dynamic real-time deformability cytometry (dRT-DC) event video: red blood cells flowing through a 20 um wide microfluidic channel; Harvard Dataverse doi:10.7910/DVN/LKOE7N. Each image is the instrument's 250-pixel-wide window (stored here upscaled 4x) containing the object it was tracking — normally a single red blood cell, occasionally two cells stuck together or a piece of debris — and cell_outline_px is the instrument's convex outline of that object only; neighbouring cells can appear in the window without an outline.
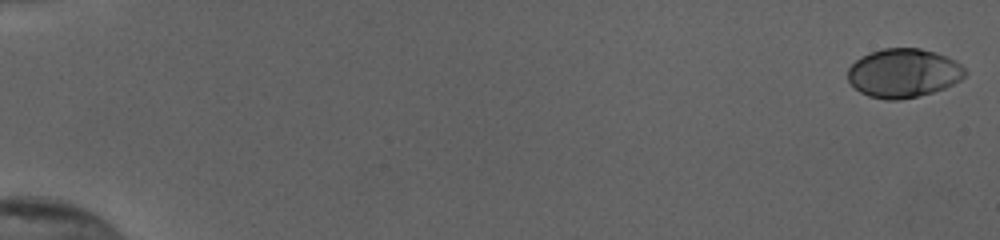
{"species": "human", "species_latin": "Homo sapiens", "temperature_condition": "cold", "stored_images_in_passage": 55, "camera_frame_rate_fps": 3000, "um_per_image_px": 0.085, "donor": {"sex": "female"}, "frame": {"image": 1, "passage_image": 1, "time_ms": 0.0, "image_size_px": [1000, 240], "cell_outline_px": [[968, 72], [960, 80], [944, 88], [932, 92], [900, 100], [888, 100], [868, 96], [860, 92], [848, 80], [848, 68], [856, 60], [868, 52], [884, 48], [920, 48], [936, 52], [960, 64]], "centroid_in_image_um": [76.77, 6.21], "position_along_channel_um": 8.2, "area_um2": 33.23}}
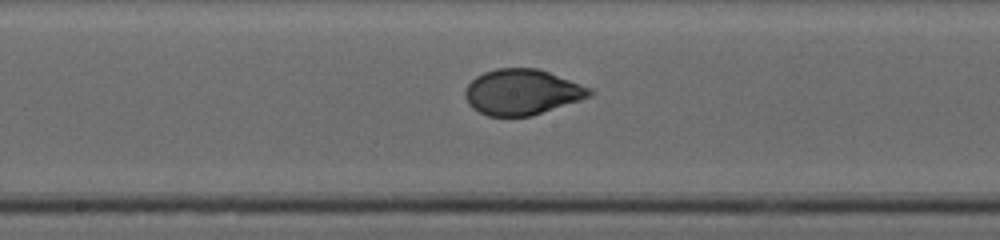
{"frame": {"image": 2, "passage_image": 31, "time_ms": 10.0, "image_size_px": [1000, 240], "cell_outline_px": [[592, 96], [532, 116], [488, 116], [472, 108], [468, 104], [464, 96], [464, 92], [468, 84], [476, 76], [484, 72], [496, 68], [536, 68], [548, 72], [592, 88]], "centroid_in_image_um": [44.35, 7.83], "position_along_channel_um": 203.8, "area_um2": 33.06}}
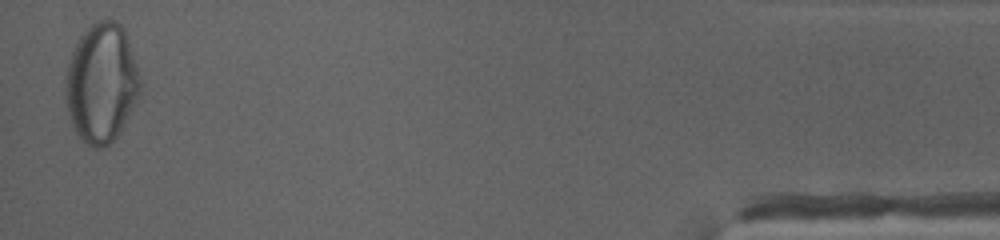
{"frame": {"image": 3, "passage_image": 54, "time_ms": 17.667, "image_size_px": [1000, 240], "cell_outline_px": [[140, 92], [132, 108], [116, 136], [104, 148], [92, 148], [84, 144], [76, 132], [68, 116], [68, 64], [72, 52], [80, 36], [96, 20], [112, 20], [120, 24], [124, 28], [128, 40], [136, 68], [140, 84]], "centroid_in_image_um": [8.63, 7.07], "position_along_channel_um": 426.6, "area_um2": 50.52}, "authors_computed_cell_mechanics": {"area_um2": 33.235, "velocity_mm_per_s": 3.8657, "shape_relaxation_time_tau1_ms": 5.0745, "shape_relaxation_time_tau2_ms": null, "deformation_change_tau1": 0.2093, "deformation_change_tau2": null}}